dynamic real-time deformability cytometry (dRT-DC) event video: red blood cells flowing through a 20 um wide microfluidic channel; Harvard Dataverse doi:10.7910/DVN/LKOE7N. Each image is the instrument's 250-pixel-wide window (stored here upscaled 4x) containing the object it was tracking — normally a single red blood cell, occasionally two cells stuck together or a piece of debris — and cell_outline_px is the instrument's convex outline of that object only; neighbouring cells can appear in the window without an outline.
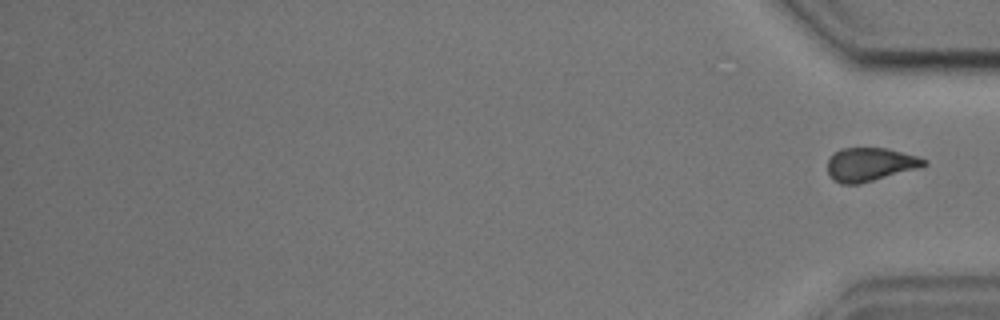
{"species": "common noctule bat (a hibernating species)", "species_latin": "Nyctalus noctula", "temperature_condition": "cold", "stored_images_in_passage": 12, "camera_frame_rate_fps": 3000, "um_per_image_px": 0.085, "animal": {"sex": "male", "body_mass_g": 17.9, "forearm_length_mm": 54.2}, "frame": {"image": 1, "passage_image": 12, "time_ms": 14.0, "image_size_px": [1000, 320], "cell_outline_px": [[928, 164], [920, 168], [860, 184], [840, 184], [832, 180], [828, 176], [828, 160], [840, 148], [884, 148], [916, 156], [928, 160]], "centroid_in_image_um": [73.95, 14.0], "position_along_channel_um": 361.2, "area_um2": 18.9}}